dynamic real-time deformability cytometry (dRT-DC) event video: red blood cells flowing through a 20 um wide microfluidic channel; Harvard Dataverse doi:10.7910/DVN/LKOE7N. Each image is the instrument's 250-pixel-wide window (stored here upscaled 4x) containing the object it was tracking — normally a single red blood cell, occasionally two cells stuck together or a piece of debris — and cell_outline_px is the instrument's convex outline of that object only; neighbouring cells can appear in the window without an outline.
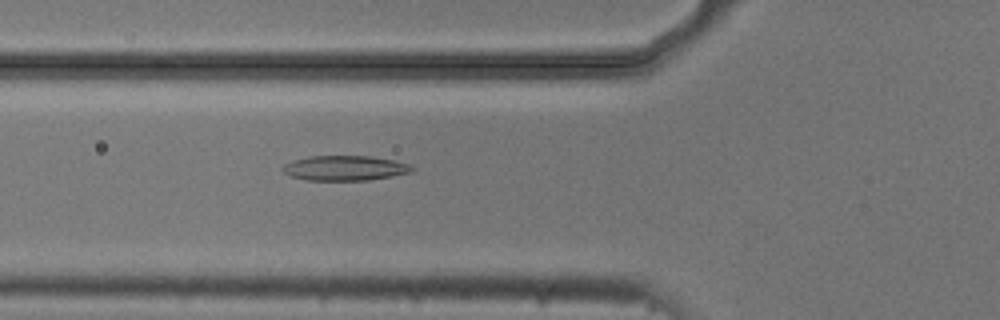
{"species": "common noctule bat (a hibernating species)", "species_latin": "Nyctalus noctula", "temperature_condition": "cold", "stored_images_in_passage": 6, "camera_frame_rate_fps": 3000, "um_per_image_px": 0.085, "animal": {"sex": "male", "body_mass_g": 20.5, "forearm_length_mm": 52.5}, "frame": {"image": 1, "passage_image": 6, "time_ms": 1.667, "image_size_px": [1000, 320], "cell_outline_px": [[416, 168], [412, 172], [392, 176], [368, 180], [308, 180], [292, 176], [284, 172], [280, 168], [284, 164], [292, 160], [308, 156], [372, 156], [412, 164]], "centroid_in_image_um": [29.34, 14.28], "position_along_channel_um": 96.5, "area_um2": 18.9}}